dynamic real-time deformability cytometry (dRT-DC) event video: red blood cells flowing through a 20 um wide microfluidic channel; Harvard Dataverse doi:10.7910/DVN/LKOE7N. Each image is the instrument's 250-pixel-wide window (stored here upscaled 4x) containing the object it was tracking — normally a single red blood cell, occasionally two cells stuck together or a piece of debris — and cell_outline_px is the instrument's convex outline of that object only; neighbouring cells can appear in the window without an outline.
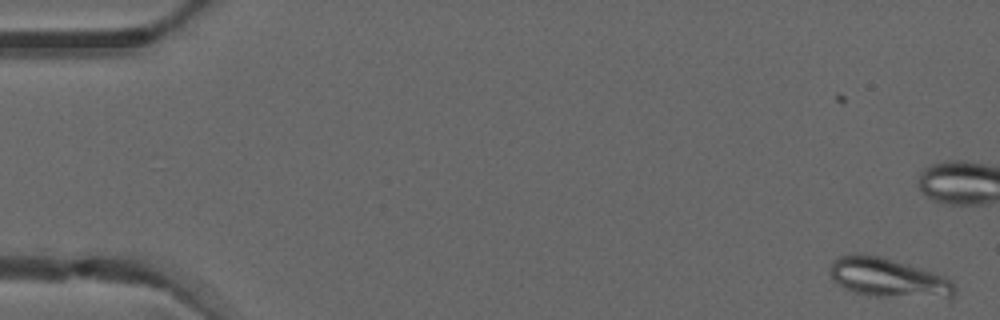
{"species": "common noctule bat (a hibernating species)", "species_latin": "Nyctalus noctula", "temperature_condition": "warm", "stored_images_in_passage": 8, "camera_frame_rate_fps": 3000, "um_per_image_px": 0.085, "animal": {"sex": "male", "forearm_length_mm": 52.5}, "frame": {"image": 1, "passage_image": 2, "time_ms": 0.333, "image_size_px": [1000, 320], "cell_outline_px": [[956, 292], [952, 296], [868, 296], [844, 288], [832, 280], [828, 268], [832, 260], [840, 256], [860, 252], [880, 256], [948, 276], [952, 280], [956, 288]], "centroid_in_image_um": [75.44, 23.57], "position_along_channel_um": 9.6, "area_um2": 28.44}}
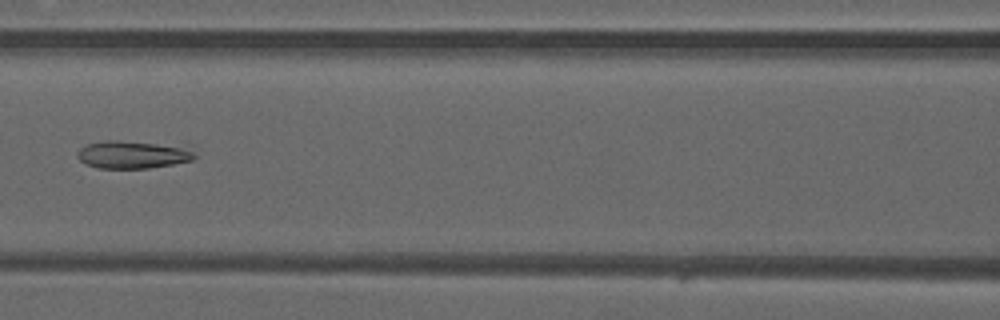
{"frame": {"image": 2, "passage_image": 8, "time_ms": 2.333, "image_size_px": [1000, 320], "cell_outline_px": [[196, 156], [192, 160], [172, 164], [148, 168], [96, 168], [84, 164], [76, 156], [76, 152], [80, 148], [88, 144], [108, 140], [188, 140], [192, 144]], "centroid_in_image_um": [11.54, 13.05], "position_along_channel_um": 155.1, "area_um2": 20.87}}